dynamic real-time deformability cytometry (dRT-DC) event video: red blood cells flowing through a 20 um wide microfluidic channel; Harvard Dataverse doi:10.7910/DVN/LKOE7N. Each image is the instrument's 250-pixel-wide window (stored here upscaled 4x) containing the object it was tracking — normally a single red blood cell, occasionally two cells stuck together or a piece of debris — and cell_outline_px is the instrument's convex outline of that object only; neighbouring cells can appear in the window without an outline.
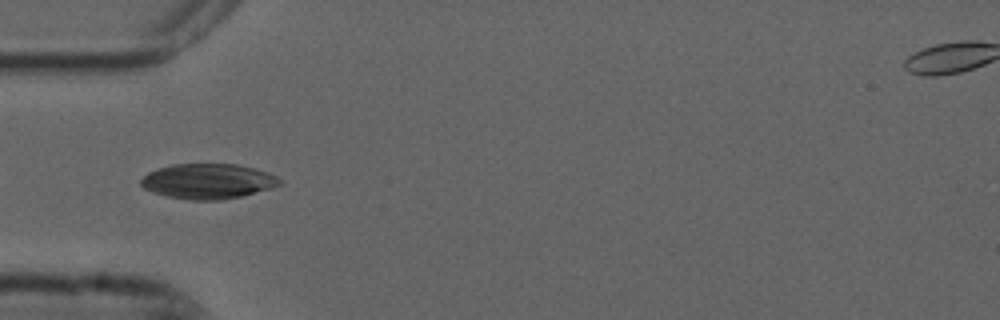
{"species": "common noctule bat (a hibernating species)", "species_latin": "Nyctalus noctula", "temperature_condition": "cold", "stored_images_in_passage": 4, "camera_frame_rate_fps": 3000, "um_per_image_px": 0.085, "animal": {"sex": "male", "forearm_length_mm": 52.5}, "frame": {"image": 1, "passage_image": 1, "time_ms": 0.0, "image_size_px": [1000, 320], "cell_outline_px": [[284, 184], [272, 188], [240, 196], [220, 200], [192, 200], [168, 196], [152, 192], [144, 188], [140, 184], [140, 180], [148, 172], [156, 168], [172, 164], [236, 164], [256, 168], [268, 172], [284, 180]], "centroid_in_image_um": [17.71, 15.39], "position_along_channel_um": 67.3, "area_um2": 28.61}}
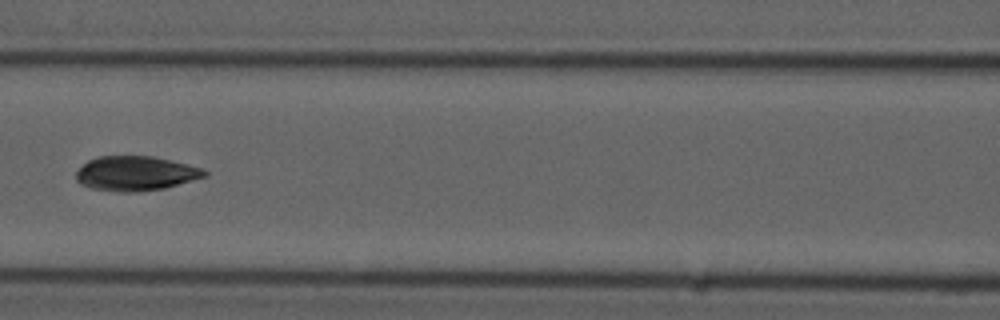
{"frame": {"image": 2, "passage_image": 3, "time_ms": 0.667, "image_size_px": [1000, 320], "cell_outline_px": [[208, 176], [164, 188], [136, 192], [120, 192], [92, 188], [80, 184], [76, 180], [76, 172], [88, 160], [96, 156], [152, 156], [200, 168], [208, 172]], "centroid_in_image_um": [11.5, 14.74], "position_along_channel_um": 155.1, "area_um2": 25.66}}
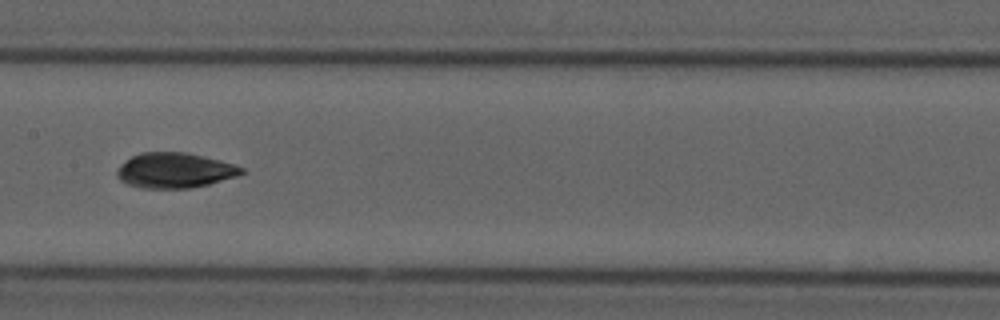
{"frame": {"image": 3, "passage_image": 4, "time_ms": 1.0, "image_size_px": [1000, 320], "cell_outline_px": [[248, 172], [236, 176], [208, 184], [192, 188], [140, 188], [128, 184], [120, 180], [116, 176], [116, 172], [120, 164], [132, 156], [140, 152], [188, 152], [220, 160], [244, 168]], "centroid_in_image_um": [14.84, 14.48], "position_along_channel_um": 192.6, "area_um2": 25.66}}